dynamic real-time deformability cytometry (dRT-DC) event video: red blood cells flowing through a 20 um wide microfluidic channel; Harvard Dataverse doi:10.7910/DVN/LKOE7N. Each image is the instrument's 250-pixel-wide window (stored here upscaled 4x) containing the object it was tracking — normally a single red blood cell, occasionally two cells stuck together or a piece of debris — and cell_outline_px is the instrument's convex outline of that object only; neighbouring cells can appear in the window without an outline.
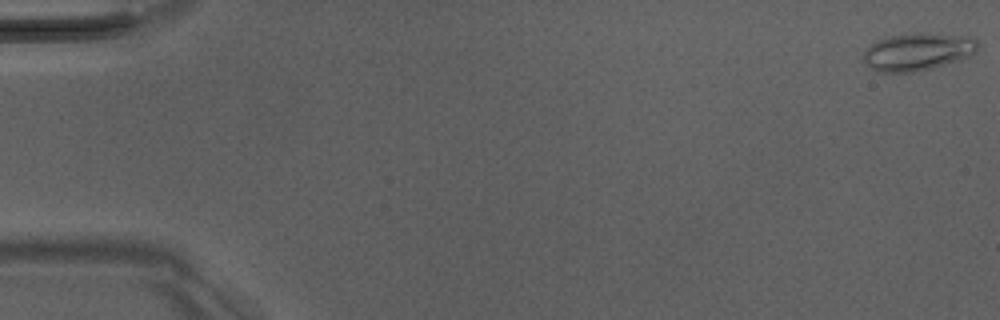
{"species": "Egyptian fruit bat (a non-hibernating species)", "species_latin": "Rousettus aegyptiacus", "temperature_condition": "room temperature", "stored_images_in_passage": 19, "camera_frame_rate_fps": 3000, "um_per_image_px": 0.085, "animal": {"sex": "male"}, "frame": {"image": 1, "passage_image": 1, "time_ms": 0.0, "image_size_px": [1000, 320], "cell_outline_px": [[980, 48], [976, 52], [960, 60], [932, 68], [912, 72], [876, 72], [864, 60], [864, 52], [872, 44], [880, 40], [892, 36], [972, 36], [976, 40]], "centroid_in_image_um": [78.04, 4.46], "position_along_channel_um": 7.0, "area_um2": 23.76}}